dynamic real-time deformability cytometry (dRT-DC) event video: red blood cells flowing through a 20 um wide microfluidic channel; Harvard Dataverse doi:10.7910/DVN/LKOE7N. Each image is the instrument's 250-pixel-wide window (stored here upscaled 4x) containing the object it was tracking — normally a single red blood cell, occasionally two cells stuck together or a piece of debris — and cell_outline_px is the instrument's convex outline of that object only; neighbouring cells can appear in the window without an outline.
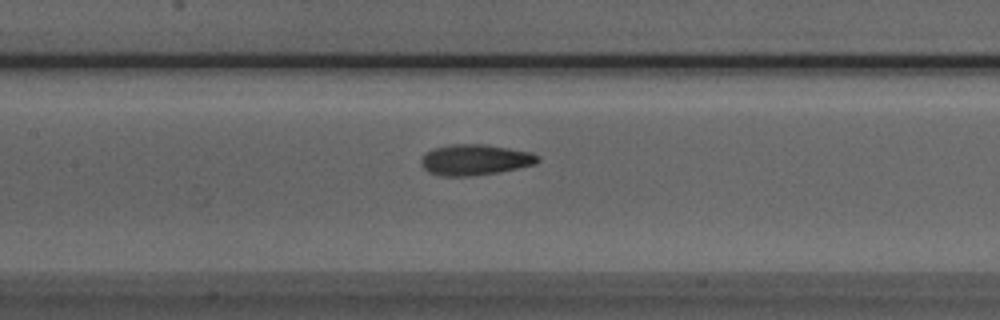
{"species": "Egyptian fruit bat (a non-hibernating species)", "species_latin": "Rousettus aegyptiacus", "temperature_condition": "room temperature", "stored_images_in_passage": 26, "camera_frame_rate_fps": 3000, "um_per_image_px": 0.085, "animal": {"sex": "male"}, "frame": {"image": 1, "passage_image": 8, "time_ms": 2.333, "image_size_px": [1000, 320], "cell_outline_px": [[540, 160], [536, 164], [496, 172], [468, 176], [440, 176], [428, 172], [420, 164], [420, 160], [424, 152], [432, 148], [448, 144], [484, 144], [532, 152], [540, 156]], "centroid_in_image_um": [40.33, 13.57], "position_along_channel_um": 167.1, "area_um2": 21.1}}
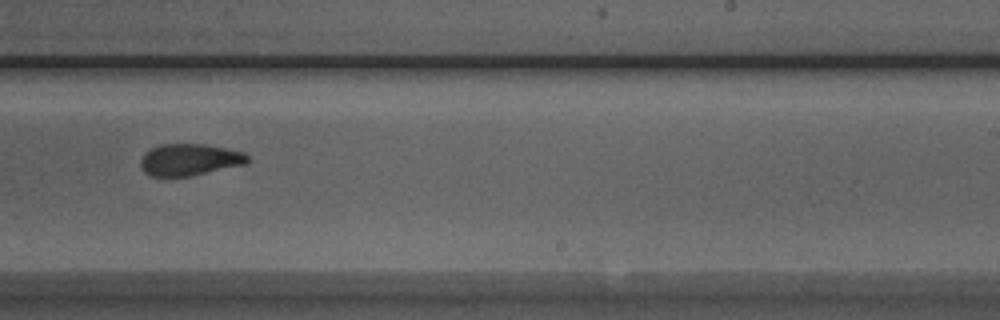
{"frame": {"image": 2, "passage_image": 16, "time_ms": 5.0, "image_size_px": [1000, 320], "cell_outline_px": [[248, 160], [244, 164], [188, 176], [148, 176], [144, 172], [140, 164], [140, 160], [144, 152], [160, 144], [204, 144], [244, 152], [248, 156]], "centroid_in_image_um": [16.05, 13.56], "position_along_channel_um": 272.9, "area_um2": 19.59}}
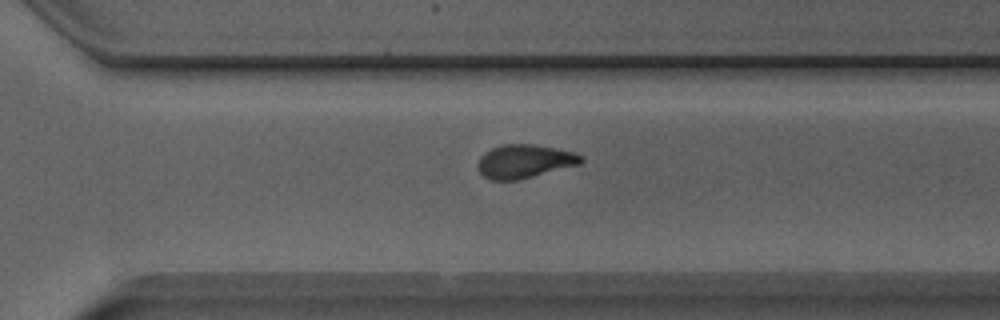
{"frame": {"image": 3, "passage_image": 20, "time_ms": 6.333, "image_size_px": [1000, 320], "cell_outline_px": [[584, 160], [580, 164], [520, 180], [492, 180], [484, 176], [480, 172], [476, 164], [480, 156], [484, 152], [492, 148], [504, 144], [536, 144], [576, 152], [584, 156]], "centroid_in_image_um": [44.6, 13.71], "position_along_channel_um": 326.0, "area_um2": 20.46}}